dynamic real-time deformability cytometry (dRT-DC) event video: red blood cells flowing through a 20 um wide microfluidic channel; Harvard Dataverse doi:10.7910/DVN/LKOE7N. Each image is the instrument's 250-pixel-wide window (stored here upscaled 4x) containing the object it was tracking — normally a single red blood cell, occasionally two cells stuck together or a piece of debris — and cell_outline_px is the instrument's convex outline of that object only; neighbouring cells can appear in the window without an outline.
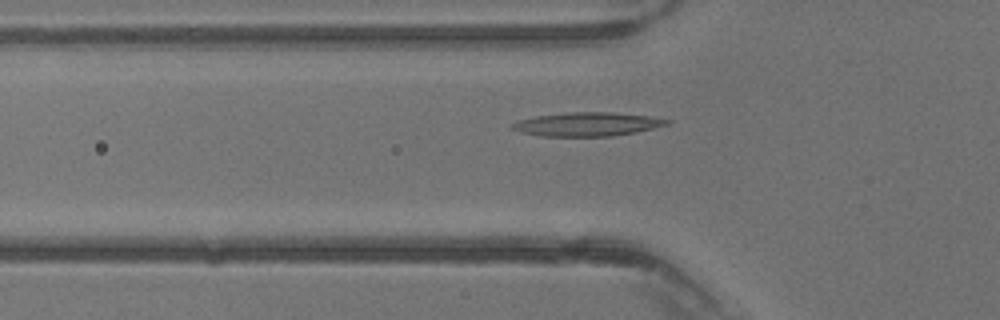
{"species": "common noctule bat (a hibernating species)", "species_latin": "Nyctalus noctula", "temperature_condition": "warm", "stored_images_in_passage": 40, "camera_frame_rate_fps": 3000, "um_per_image_px": 0.085, "animal": {"sex": "male", "body_mass_g": 13.3}, "frame": {"image": 1, "passage_image": 14, "time_ms": 4.333, "image_size_px": [1000, 320], "cell_outline_px": [[672, 120], [668, 124], [636, 132], [612, 136], [540, 136], [520, 132], [512, 128], [508, 124], [516, 120], [536, 116], [572, 112], [612, 112], [648, 116]], "centroid_in_image_um": [49.86, 10.56], "position_along_channel_um": 75.9, "area_um2": 21.39}}
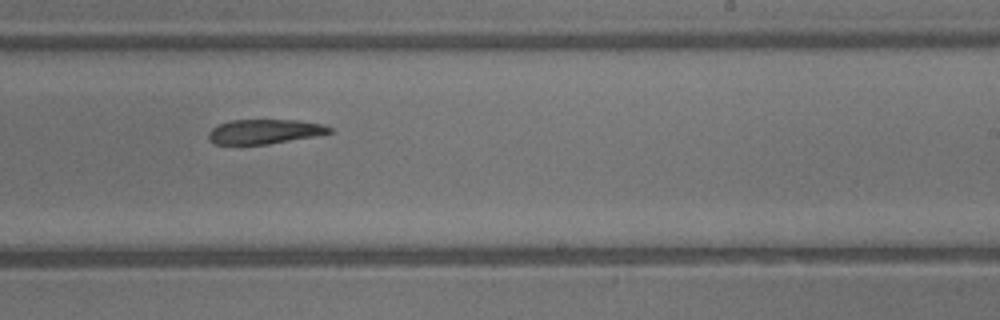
{"frame": {"image": 2, "passage_image": 25, "time_ms": 8.0, "image_size_px": [1000, 320], "cell_outline_px": [[332, 132], [316, 136], [268, 144], [212, 144], [208, 140], [208, 132], [216, 124], [232, 120], [296, 120], [324, 124], [332, 128]], "centroid_in_image_um": [22.46, 11.18], "position_along_channel_um": 266.5, "area_um2": 17.46}}
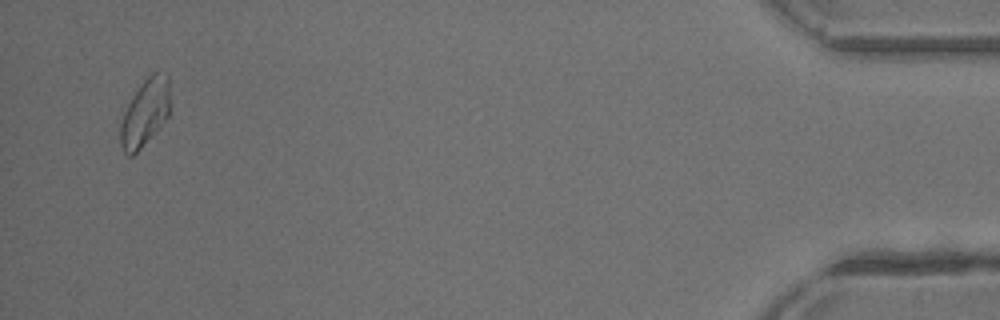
{"frame": {"image": 3, "passage_image": 39, "time_ms": 12.667, "image_size_px": [1000, 320], "cell_outline_px": [[168, 116], [140, 148], [132, 156], [128, 156], [124, 152], [120, 144], [120, 124], [124, 112], [132, 96], [140, 84], [152, 72], [168, 72]], "centroid_in_image_um": [12.3, 9.55], "position_along_channel_um": 422.9, "area_um2": 19.02}}